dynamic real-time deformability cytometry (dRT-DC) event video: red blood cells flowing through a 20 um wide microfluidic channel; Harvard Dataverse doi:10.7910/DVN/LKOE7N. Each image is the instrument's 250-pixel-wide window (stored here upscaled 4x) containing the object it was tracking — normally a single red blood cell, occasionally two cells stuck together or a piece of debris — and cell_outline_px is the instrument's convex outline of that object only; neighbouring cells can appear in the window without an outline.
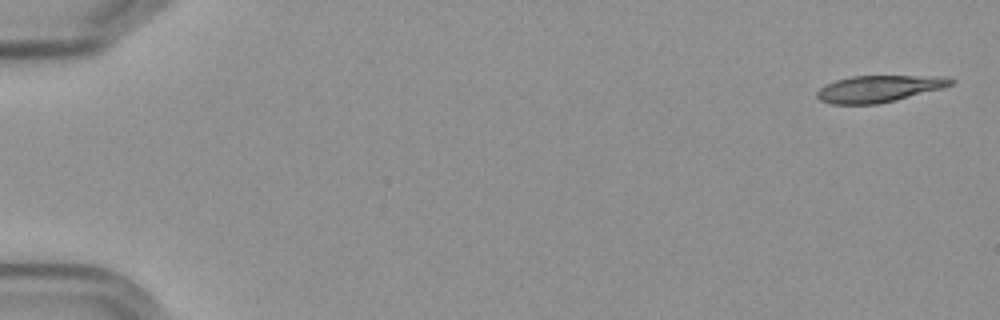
{"species": "Egyptian fruit bat (a non-hibernating species)", "species_latin": "Rousettus aegyptiacus", "temperature_condition": "cold", "stored_images_in_passage": 6, "camera_frame_rate_fps": 3000, "um_per_image_px": 0.085, "frame": {"image": 1, "passage_image": 1, "time_ms": 0.0, "image_size_px": [1000, 320], "cell_outline_px": [[956, 80], [952, 84], [944, 88], [876, 104], [832, 104], [820, 100], [816, 96], [816, 92], [824, 84], [836, 80], [852, 76], [948, 76]], "centroid_in_image_um": [74.71, 7.53], "position_along_channel_um": 10.3, "area_um2": 20.81}}